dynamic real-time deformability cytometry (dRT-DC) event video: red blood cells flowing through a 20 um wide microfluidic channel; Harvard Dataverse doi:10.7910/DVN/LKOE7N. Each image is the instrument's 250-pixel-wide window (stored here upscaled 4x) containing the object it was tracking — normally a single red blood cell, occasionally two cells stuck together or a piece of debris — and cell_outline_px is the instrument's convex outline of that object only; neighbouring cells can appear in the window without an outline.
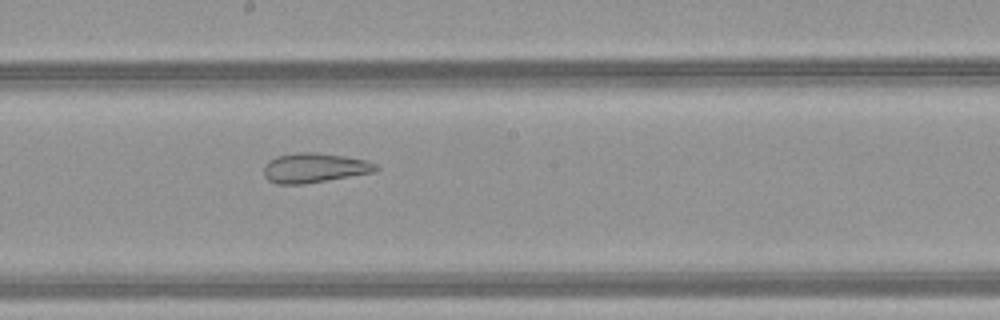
{"species": "common noctule bat (a hibernating species)", "species_latin": "Nyctalus noctula", "temperature_condition": "warm", "stored_images_in_passage": 40, "camera_frame_rate_fps": 3000, "um_per_image_px": 0.085, "animal": {"sex": "female", "body_mass_g": 21.9}, "frame": {"image": 1, "passage_image": 19, "time_ms": 6.0, "image_size_px": [1000, 320], "cell_outline_px": [[380, 168], [376, 172], [304, 184], [276, 184], [268, 180], [264, 176], [264, 168], [268, 160], [276, 156], [300, 152], [316, 152], [344, 156], [368, 160], [376, 164]], "centroid_in_image_um": [26.74, 14.27], "position_along_channel_um": 221.5, "area_um2": 19.54}}
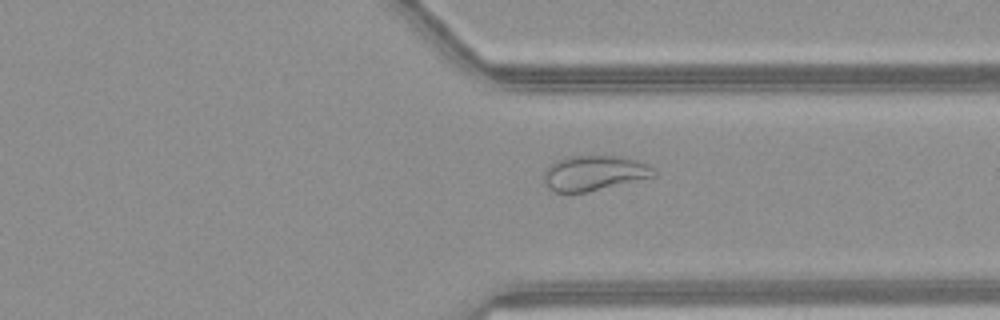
{"frame": {"image": 2, "passage_image": 29, "time_ms": 9.333, "image_size_px": [1000, 320], "cell_outline_px": [[656, 176], [588, 192], [556, 192], [548, 188], [544, 184], [544, 172], [556, 160], [564, 156], [620, 156], [636, 160], [648, 164], [656, 168]], "centroid_in_image_um": [50.53, 14.71], "position_along_channel_um": 360.9, "area_um2": 22.6}}
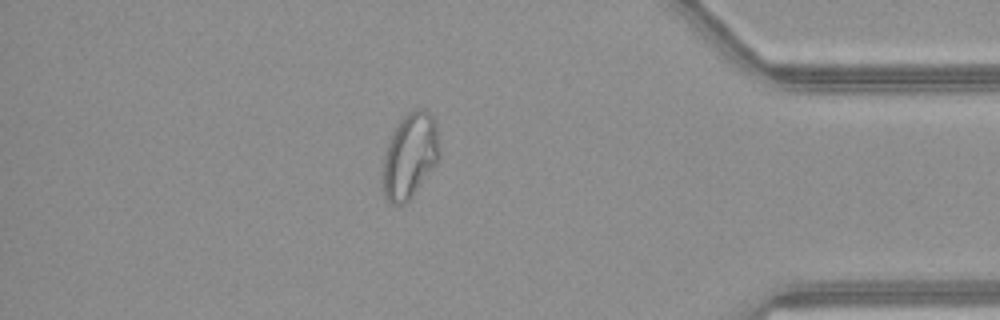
{"frame": {"image": 3, "passage_image": 34, "time_ms": 11.0, "image_size_px": [1000, 320], "cell_outline_px": [[440, 160], [412, 196], [404, 204], [392, 204], [384, 196], [384, 156], [388, 144], [400, 120], [408, 112], [416, 108], [424, 108], [436, 120], [440, 148]], "centroid_in_image_um": [34.9, 13.21], "position_along_channel_um": 400.3, "area_um2": 27.98}, "authors_computed_cell_mechanics": {"area_um2": 25.721, "velocity_mm_per_s": 4.1881, "shape_relaxation_time_tau1_ms": null, "shape_relaxation_time_tau2_ms": 1.5431, "deformation_change_tau1": null, "deformation_change_tau2": 0.1017}}